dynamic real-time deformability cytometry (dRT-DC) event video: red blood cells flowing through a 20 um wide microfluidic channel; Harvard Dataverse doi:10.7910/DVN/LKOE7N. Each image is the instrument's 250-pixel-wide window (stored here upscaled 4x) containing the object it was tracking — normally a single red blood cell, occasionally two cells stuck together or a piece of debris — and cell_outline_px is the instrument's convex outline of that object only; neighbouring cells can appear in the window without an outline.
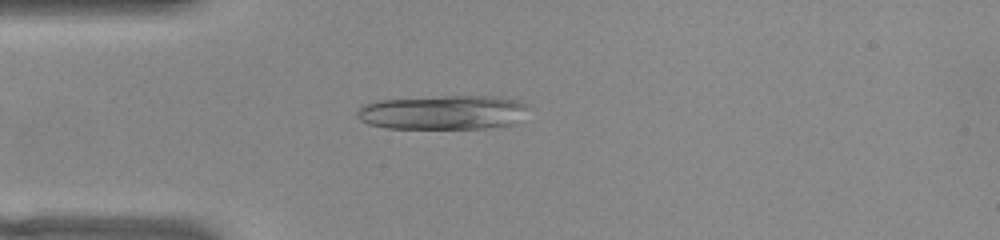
{"species": "common noctule bat (a hibernating species)", "species_latin": "Nyctalus noctula", "temperature_condition": "warm", "stored_images_in_passage": 50, "camera_frame_rate_fps": 3000, "um_per_image_px": 0.085, "animal": {"sex": "female", "body_mass_g": 22.0, "forearm_length_mm": 56.7}, "frame": {"image": 1, "passage_image": 12, "time_ms": 3.667, "image_size_px": [1000, 240], "cell_outline_px": [[528, 108], [516, 124], [484, 128], [384, 128], [368, 124], [360, 120], [356, 116], [356, 112], [360, 104], [376, 100], [444, 96], [496, 96], [520, 100], [528, 104]], "centroid_in_image_um": [37.63, 9.54], "position_along_channel_um": 47.4, "area_um2": 34.68}}